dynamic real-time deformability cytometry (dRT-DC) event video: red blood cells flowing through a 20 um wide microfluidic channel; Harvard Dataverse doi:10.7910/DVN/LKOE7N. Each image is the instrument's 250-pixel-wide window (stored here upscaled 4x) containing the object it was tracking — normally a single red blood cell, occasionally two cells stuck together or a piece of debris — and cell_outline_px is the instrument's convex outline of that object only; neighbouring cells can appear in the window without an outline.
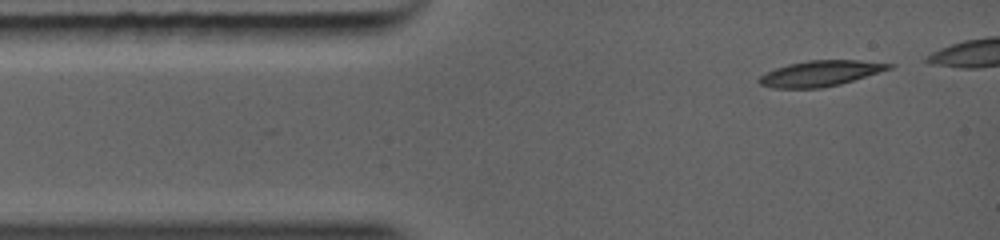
{"species": "common noctule bat (a hibernating species)", "species_latin": "Nyctalus noctula", "temperature_condition": "warm", "stored_images_in_passage": 28, "camera_frame_rate_fps": 5000, "um_per_image_px": 0.085, "animal": {"sex": "female", "body_mass_g": 19.0, "forearm_length_mm": 56.7}, "frame": {"image": 1, "passage_image": 1, "time_ms": 0.0, "image_size_px": [1000, 240], "cell_outline_px": [[896, 64], [892, 68], [840, 84], [820, 88], [776, 88], [760, 84], [756, 80], [760, 76], [776, 68], [788, 64], [808, 60], [860, 60]], "centroid_in_image_um": [69.74, 6.23], "position_along_channel_um": 15.3, "area_um2": 19.25}}
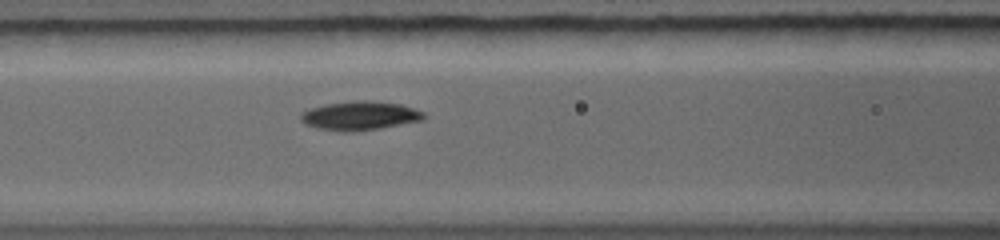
{"frame": {"image": 2, "passage_image": 11, "time_ms": 3.4, "image_size_px": [1000, 240], "cell_outline_px": [[428, 116], [424, 120], [380, 128], [352, 132], [340, 132], [316, 128], [304, 124], [300, 120], [300, 112], [312, 108], [328, 104], [364, 100], [372, 100], [400, 104], [424, 112]], "centroid_in_image_um": [30.59, 9.85], "position_along_channel_um": 136.0, "area_um2": 20.81}}
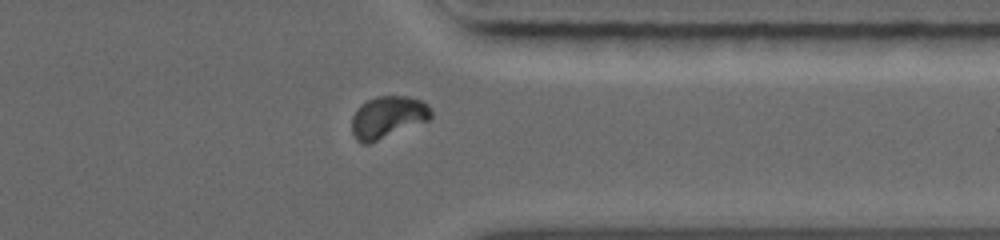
{"frame": {"image": 3, "passage_image": 25, "time_ms": 8.4, "image_size_px": [1000, 240], "cell_outline_px": [[432, 116], [428, 120], [368, 144], [364, 144], [356, 140], [352, 132], [352, 116], [360, 104], [376, 96], [408, 96], [420, 100], [428, 104], [432, 108]], "centroid_in_image_um": [32.95, 9.94], "position_along_channel_um": 378.4, "area_um2": 19.36}}